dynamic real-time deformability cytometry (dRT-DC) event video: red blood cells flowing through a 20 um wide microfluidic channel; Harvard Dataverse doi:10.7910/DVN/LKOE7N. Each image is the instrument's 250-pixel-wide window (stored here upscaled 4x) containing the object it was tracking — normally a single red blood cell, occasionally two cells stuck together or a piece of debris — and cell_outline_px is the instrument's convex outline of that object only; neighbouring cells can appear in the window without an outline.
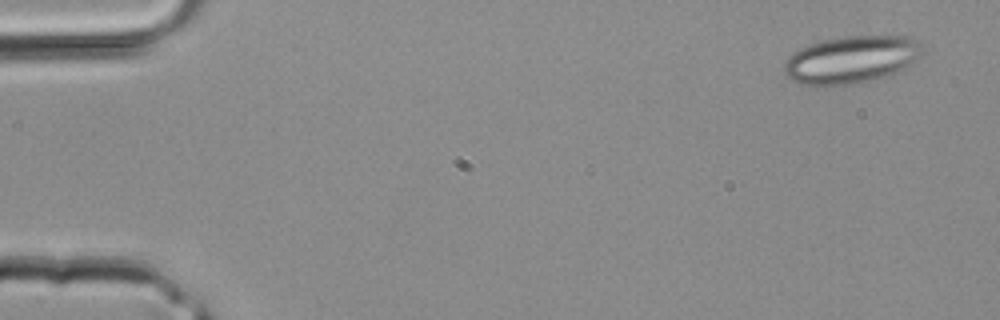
{"species": "common noctule bat (a hibernating species)", "species_latin": "Nyctalus noctula", "temperature_condition": "room temperature", "stored_images_in_passage": 3, "segment_of_instrument_passage": [2, 2], "camera_frame_rate_fps": 3000, "um_per_image_px": 0.085, "animal": {"sex": "male", "body_mass_g": 20.4}, "frame": {"image": 1, "passage_image": 3, "time_ms": 0.667, "image_size_px": [1000, 320], "cell_outline_px": [[924, 52], [920, 56], [900, 72], [888, 76], [872, 80], [824, 88], [800, 84], [784, 76], [784, 64], [788, 56], [792, 52], [800, 48], [824, 40], [848, 36], [904, 36], [916, 40], [924, 48]], "centroid_in_image_um": [72.33, 5.1], "position_along_channel_um": 12.7, "area_um2": 38.73}}